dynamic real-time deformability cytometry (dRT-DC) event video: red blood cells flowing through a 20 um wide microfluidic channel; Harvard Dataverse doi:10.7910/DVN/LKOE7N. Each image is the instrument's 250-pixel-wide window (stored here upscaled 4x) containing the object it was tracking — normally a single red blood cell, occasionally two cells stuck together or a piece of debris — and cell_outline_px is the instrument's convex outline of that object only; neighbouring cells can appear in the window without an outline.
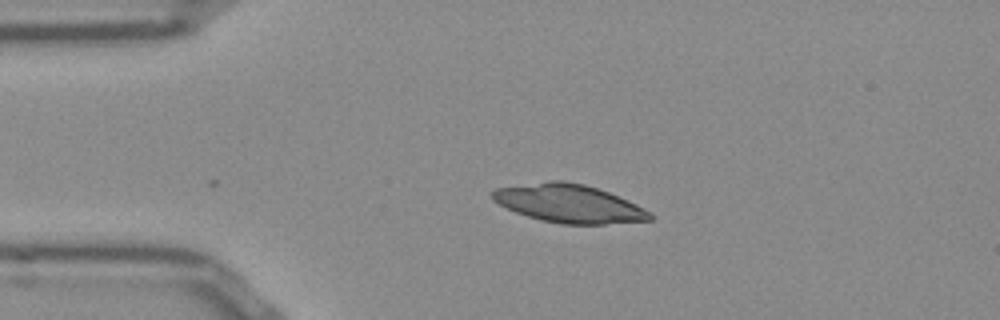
{"species": "Egyptian fruit bat (a non-hibernating species)", "species_latin": "Rousettus aegyptiacus", "temperature_condition": "room temperature", "stored_images_in_passage": 2, "camera_frame_rate_fps": 3000, "um_per_image_px": 0.085, "frame": {"image": 1, "passage_image": 2, "time_ms": 0.333, "image_size_px": [1000, 320], "cell_outline_px": [[652, 220], [604, 224], [560, 224], [540, 220], [516, 212], [492, 200], [492, 192], [496, 188], [548, 180], [564, 180], [584, 184], [608, 192], [628, 200], [652, 212]], "centroid_in_image_um": [48.37, 17.3], "position_along_channel_um": 36.6, "area_um2": 35.08}}